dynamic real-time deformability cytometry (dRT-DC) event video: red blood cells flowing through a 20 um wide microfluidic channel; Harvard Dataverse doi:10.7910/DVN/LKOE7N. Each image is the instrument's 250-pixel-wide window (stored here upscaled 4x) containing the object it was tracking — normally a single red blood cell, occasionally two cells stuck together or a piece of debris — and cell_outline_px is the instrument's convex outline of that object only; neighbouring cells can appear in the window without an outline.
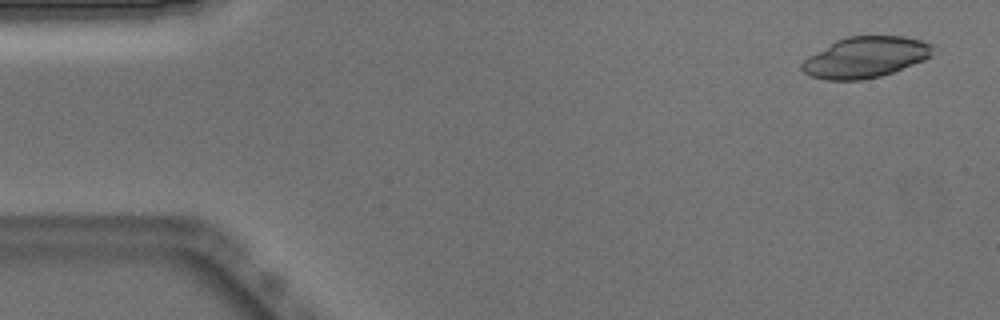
{"species": "Egyptian fruit bat (a non-hibernating species)", "species_latin": "Rousettus aegyptiacus", "temperature_condition": "warm", "stored_images_in_passage": 50, "camera_frame_rate_fps": 3000, "um_per_image_px": 0.085, "animal": {"sex": "male"}, "frame": {"image": 1, "passage_image": 2, "time_ms": 0.333, "image_size_px": [1000, 320], "cell_outline_px": [[932, 56], [924, 60], [892, 72], [880, 76], [860, 80], [824, 80], [808, 76], [800, 68], [800, 64], [808, 56], [836, 40], [844, 36], [904, 36], [924, 40], [932, 44]], "centroid_in_image_um": [73.54, 4.86], "position_along_channel_um": 11.5, "area_um2": 31.39}}